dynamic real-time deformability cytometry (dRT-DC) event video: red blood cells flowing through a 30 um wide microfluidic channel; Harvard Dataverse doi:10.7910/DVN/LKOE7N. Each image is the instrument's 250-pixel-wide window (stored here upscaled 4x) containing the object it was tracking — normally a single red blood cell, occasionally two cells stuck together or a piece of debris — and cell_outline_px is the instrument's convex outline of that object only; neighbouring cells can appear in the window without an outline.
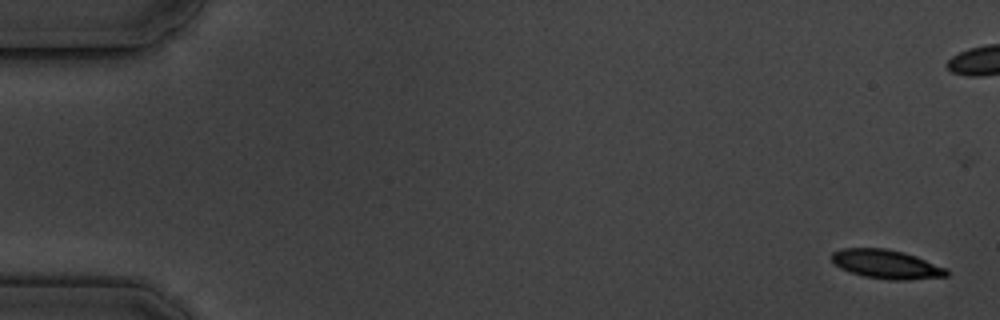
{"species": "common noctule bat (a hibernating species)", "species_latin": "Nyctalus noctula", "temperature_condition": "cold", "stored_images_in_passage": 6, "camera_frame_rate_fps": 3000, "um_per_image_px": 0.085, "animal": {"sex": "male", "body_mass_g": 19.5, "forearm_length_mm": 54.6}, "frame": {"image": 1, "passage_image": 1, "time_ms": 0.0, "image_size_px": [1000, 320], "cell_outline_px": [[948, 276], [908, 280], [892, 280], [864, 276], [840, 268], [832, 260], [832, 252], [844, 248], [884, 248], [904, 252], [916, 256], [948, 268]], "centroid_in_image_um": [75.38, 22.45], "position_along_channel_um": 9.6, "area_um2": 19.31}}